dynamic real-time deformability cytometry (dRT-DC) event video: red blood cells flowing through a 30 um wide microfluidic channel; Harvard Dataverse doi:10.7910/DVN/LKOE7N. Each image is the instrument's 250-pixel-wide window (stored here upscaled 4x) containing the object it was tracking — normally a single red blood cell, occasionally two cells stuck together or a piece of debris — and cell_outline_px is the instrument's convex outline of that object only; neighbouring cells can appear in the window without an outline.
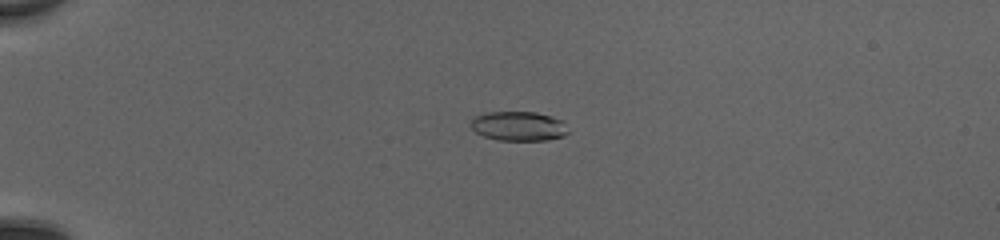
{"species": "common noctule bat (a hibernating species)", "species_latin": "Nyctalus noctula", "temperature_condition": "cold", "stored_images_in_passage": 52, "camera_frame_rate_fps": 3000, "um_per_image_px": 0.085, "animal": {"sex": "female", "body_mass_g": 20.0, "forearm_length_mm": 54.0}, "frame": {"image": 1, "passage_image": 15, "time_ms": 4.667, "image_size_px": [1000, 240], "cell_outline_px": [[568, 132], [564, 136], [548, 140], [496, 140], [484, 136], [476, 132], [472, 128], [472, 120], [476, 116], [484, 112], [536, 112], [552, 116], [564, 120]], "centroid_in_image_um": [44.12, 10.72], "position_along_channel_um": 40.9, "area_um2": 16.76}}
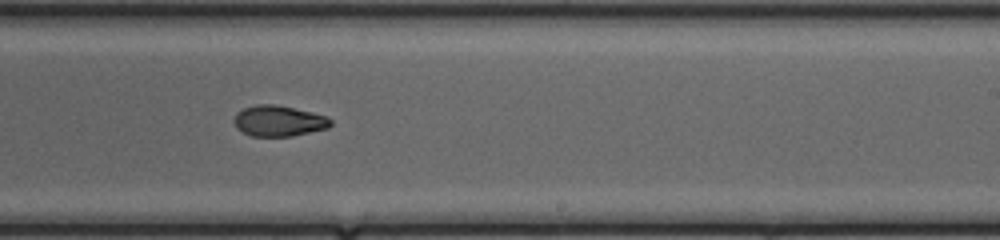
{"frame": {"image": 2, "passage_image": 35, "time_ms": 11.333, "image_size_px": [1000, 240], "cell_outline_px": [[332, 124], [328, 128], [292, 136], [252, 136], [236, 128], [236, 112], [244, 108], [256, 104], [276, 104], [312, 112], [328, 116], [332, 120]], "centroid_in_image_um": [23.73, 10.27], "position_along_channel_um": 265.3, "area_um2": 17.28}}
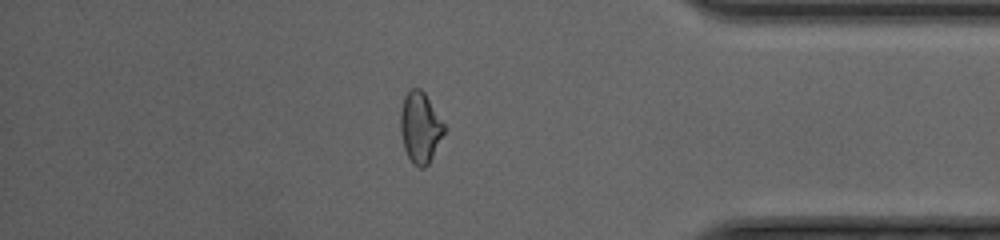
{"frame": {"image": 3, "passage_image": 46, "time_ms": 15.0, "image_size_px": [1000, 240], "cell_outline_px": [[448, 128], [428, 164], [424, 168], [420, 168], [412, 164], [404, 148], [400, 132], [400, 112], [404, 96], [412, 88], [420, 88], [424, 92]], "centroid_in_image_um": [35.73, 10.84], "position_along_channel_um": 399.5, "area_um2": 18.32}, "authors_computed_cell_mechanics": {"area_um2": 18.0625, "velocity_mm_per_s": 4.1971, "shape_relaxation_time_tau1_ms": null, "shape_relaxation_time_tau2_ms": 2.815, "deformation_change_tau1": null, "deformation_change_tau2": 0.0748}}